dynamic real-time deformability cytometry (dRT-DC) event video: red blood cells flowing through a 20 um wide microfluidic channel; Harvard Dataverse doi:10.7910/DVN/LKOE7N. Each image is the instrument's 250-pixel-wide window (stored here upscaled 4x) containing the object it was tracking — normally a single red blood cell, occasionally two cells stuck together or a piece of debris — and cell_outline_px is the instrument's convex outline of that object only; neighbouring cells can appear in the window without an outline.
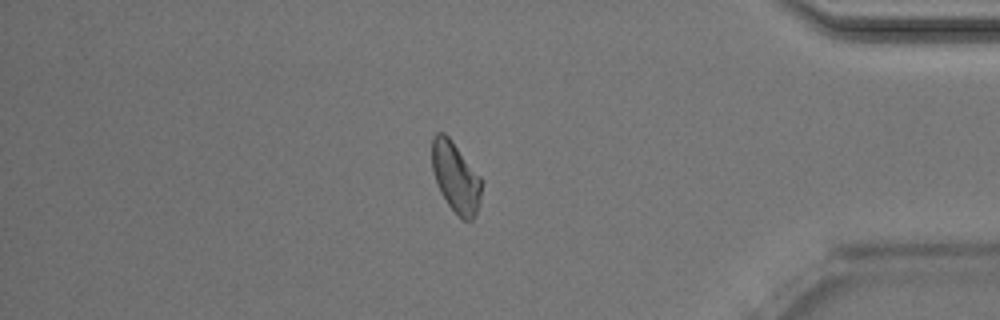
{"species": "Egyptian fruit bat (a non-hibernating species)", "species_latin": "Rousettus aegyptiacus", "temperature_condition": "room temperature", "stored_images_in_passage": 49, "camera_frame_rate_fps": 3000, "um_per_image_px": 0.085, "animal": {"sex": "male"}, "frame": {"image": 1, "passage_image": 42, "time_ms": 13.667, "image_size_px": [1000, 320], "cell_outline_px": [[480, 200], [476, 212], [472, 220], [464, 220], [448, 204], [440, 192], [432, 168], [432, 136], [436, 132], [444, 132], [452, 140], [480, 176]], "centroid_in_image_um": [38.71, 15.02], "position_along_channel_um": 396.5, "area_um2": 19.94}, "authors_computed_cell_mechanics": {"area_um2": 21.1548, "velocity_mm_per_s": 3.9871, "shape_relaxation_time_tau1_ms": 5.3202, "shape_relaxation_time_tau2_ms": 3.1999, "deformation_change_tau1": 0.1162, "deformation_change_tau2": 0.0943}}